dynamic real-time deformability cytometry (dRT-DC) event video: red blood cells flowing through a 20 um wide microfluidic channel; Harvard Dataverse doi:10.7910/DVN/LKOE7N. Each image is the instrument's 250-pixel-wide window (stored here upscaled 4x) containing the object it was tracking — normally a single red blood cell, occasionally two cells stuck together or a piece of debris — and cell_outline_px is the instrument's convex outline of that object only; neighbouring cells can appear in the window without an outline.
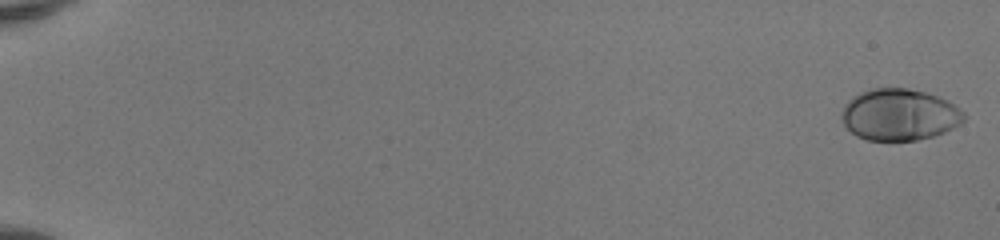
{"species": "human", "species_latin": "Homo sapiens", "temperature_condition": "room temperature", "stored_images_in_passage": 52, "camera_frame_rate_fps": 3000, "um_per_image_px": 0.085, "donor": {"sex": "female"}, "frame": {"image": 1, "passage_image": 1, "time_ms": 0.0, "image_size_px": [1000, 240], "cell_outline_px": [[964, 120], [960, 124], [944, 132], [932, 136], [916, 140], [868, 140], [856, 136], [844, 124], [840, 116], [840, 112], [844, 104], [852, 96], [860, 92], [872, 88], [908, 88], [924, 92], [948, 100], [964, 112]], "centroid_in_image_um": [76.41, 9.74], "position_along_channel_um": 8.6, "area_um2": 36.82}}
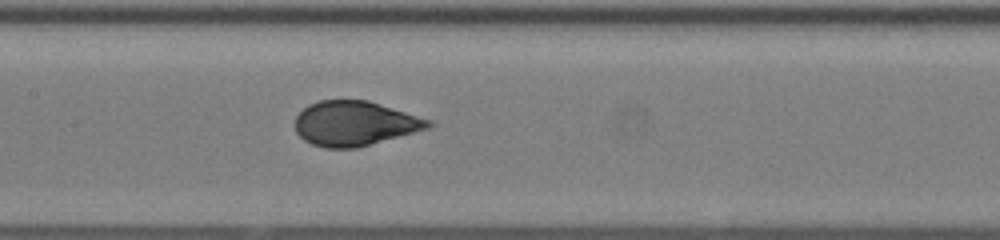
{"frame": {"image": 2, "passage_image": 28, "time_ms": 9.0, "image_size_px": [1000, 240], "cell_outline_px": [[436, 124], [432, 128], [356, 148], [324, 148], [312, 144], [304, 140], [296, 132], [296, 116], [308, 104], [320, 100], [368, 100], [432, 120]], "centroid_in_image_um": [30.2, 10.49], "position_along_channel_um": 177.2, "area_um2": 34.91}}
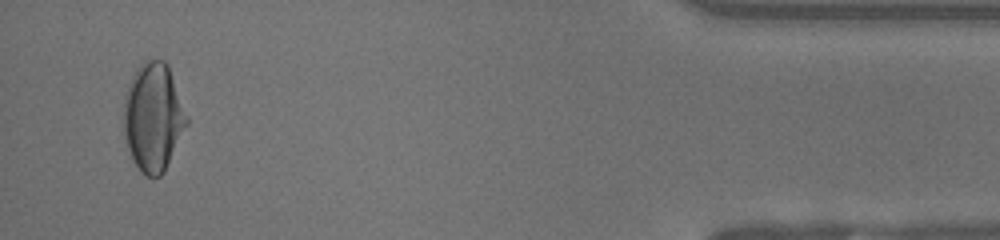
{"frame": {"image": 3, "passage_image": 50, "time_ms": 16.333, "image_size_px": [1000, 240], "cell_outline_px": [[188, 124], [164, 172], [160, 176], [144, 176], [140, 172], [132, 160], [124, 136], [124, 96], [132, 76], [140, 64], [144, 60], [164, 60], [168, 64], [188, 116]], "centroid_in_image_um": [13.03, 9.97], "position_along_channel_um": 422.2, "area_um2": 39.94}, "authors_computed_cell_mechanics": {"area_um2": 35.4025, "velocity_mm_per_s": 4.164, "shape_relaxation_time_tau1_ms": 5.4797, "shape_relaxation_time_tau2_ms": null, "deformation_change_tau1": 0.2261, "deformation_change_tau2": null}}